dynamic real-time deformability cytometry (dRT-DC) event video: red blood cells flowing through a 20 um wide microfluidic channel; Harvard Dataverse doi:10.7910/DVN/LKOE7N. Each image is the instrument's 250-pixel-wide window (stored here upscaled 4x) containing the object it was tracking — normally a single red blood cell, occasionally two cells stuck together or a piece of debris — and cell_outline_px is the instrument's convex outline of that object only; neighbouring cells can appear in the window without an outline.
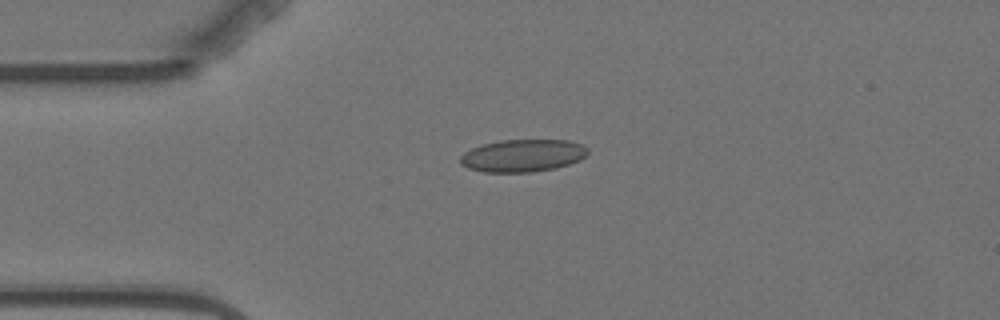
{"species": "Egyptian fruit bat (a non-hibernating species)", "species_latin": "Rousettus aegyptiacus", "temperature_condition": "warm", "stored_images_in_passage": 3, "camera_frame_rate_fps": 3000, "um_per_image_px": 0.085, "animal": {"sex": "female"}, "frame": {"image": 1, "passage_image": 1, "time_ms": 0.0, "image_size_px": [1000, 320], "cell_outline_px": [[588, 152], [580, 160], [556, 168], [532, 172], [484, 172], [468, 168], [460, 164], [460, 156], [464, 152], [472, 148], [484, 144], [500, 140], [568, 140], [584, 144], [588, 148]], "centroid_in_image_um": [44.44, 13.22], "position_along_channel_um": 40.6, "area_um2": 24.22}}
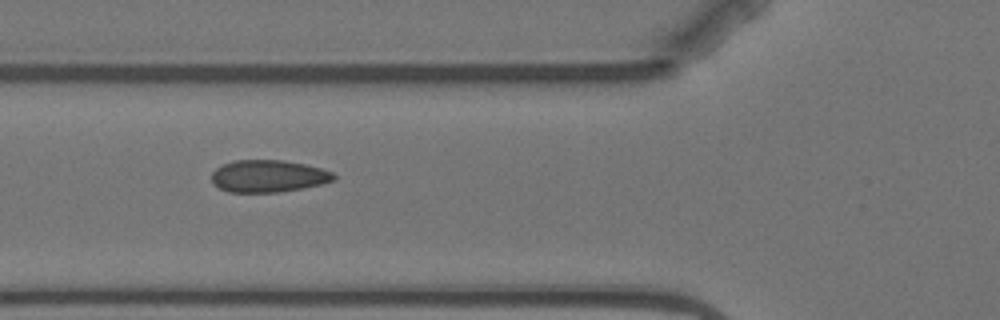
{"frame": {"image": 2, "passage_image": 3, "time_ms": 2.333, "image_size_px": [1000, 320], "cell_outline_px": [[336, 180], [320, 184], [280, 192], [228, 192], [212, 184], [212, 172], [216, 168], [224, 164], [236, 160], [284, 160], [304, 164], [320, 168], [332, 172], [336, 176]], "centroid_in_image_um": [22.79, 14.97], "position_along_channel_um": 103.0, "area_um2": 22.83}}